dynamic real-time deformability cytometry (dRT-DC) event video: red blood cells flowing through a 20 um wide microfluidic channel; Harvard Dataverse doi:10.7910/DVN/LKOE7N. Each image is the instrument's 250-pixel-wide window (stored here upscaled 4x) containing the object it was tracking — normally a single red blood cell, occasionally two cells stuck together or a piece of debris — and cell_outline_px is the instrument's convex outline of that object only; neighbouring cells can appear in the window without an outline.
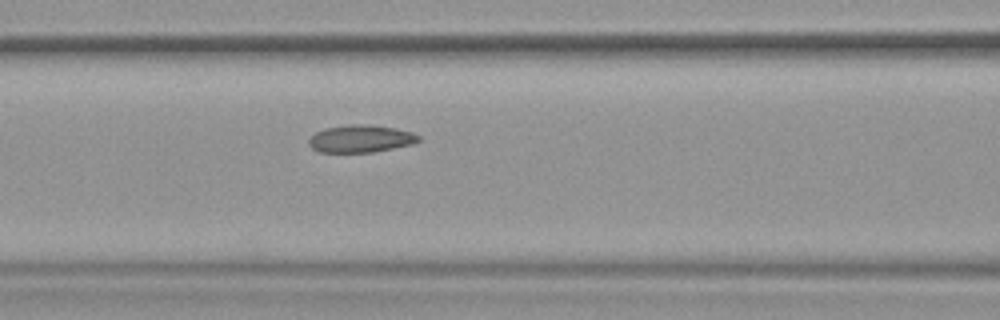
{"species": "common noctule bat (a hibernating species)", "species_latin": "Nyctalus noctula", "temperature_condition": "warm", "stored_images_in_passage": 54, "camera_frame_rate_fps": 3000, "um_per_image_px": 0.085, "animal": {"sex": "female", "body_mass_g": 19.9}, "frame": {"image": 1, "passage_image": 24, "time_ms": 7.667, "image_size_px": [1000, 320], "cell_outline_px": [[420, 140], [412, 144], [376, 152], [316, 152], [308, 144], [308, 140], [316, 132], [324, 128], [348, 124], [364, 124], [396, 128], [412, 132], [420, 136]], "centroid_in_image_um": [30.65, 11.79], "position_along_channel_um": 136.0, "area_um2": 17.69}, "authors_computed_cell_mechanics": {"area_um2": 18.2359, "velocity_mm_per_s": 3.7868, "shape_relaxation_time_tau1_ms": null, "shape_relaxation_time_tau2_ms": 3.3725, "deformation_change_tau1": null, "deformation_change_tau2": 0.0874}}